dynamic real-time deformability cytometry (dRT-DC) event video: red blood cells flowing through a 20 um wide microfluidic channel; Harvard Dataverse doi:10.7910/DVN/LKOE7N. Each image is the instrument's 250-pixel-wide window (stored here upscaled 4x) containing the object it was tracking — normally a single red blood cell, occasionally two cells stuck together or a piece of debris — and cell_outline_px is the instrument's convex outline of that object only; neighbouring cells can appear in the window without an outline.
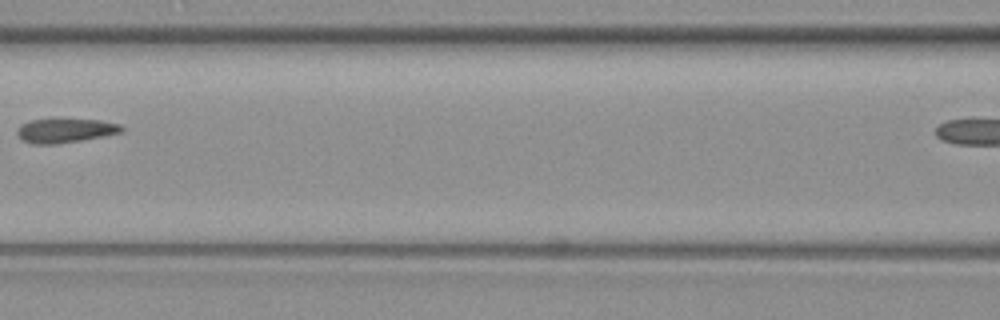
{"species": "common noctule bat (a hibernating species)", "species_latin": "Nyctalus noctula", "temperature_condition": "warm", "stored_images_in_passage": 5, "segment_of_instrument_passage": [1, 2], "camera_frame_rate_fps": 3000, "um_per_image_px": 0.085, "animal": {"sex": "female", "body_mass_g": 19.3, "forearm_length_mm": 54.1}, "frame": {"image": 1, "passage_image": 3, "time_ms": 0.667, "image_size_px": [1000, 320], "cell_outline_px": [[124, 132], [80, 140], [56, 144], [32, 144], [24, 140], [16, 132], [16, 128], [20, 124], [32, 120], [100, 120], [120, 124], [124, 128]], "centroid_in_image_um": [5.55, 11.1], "position_along_channel_um": 161.0, "area_um2": 14.45}}
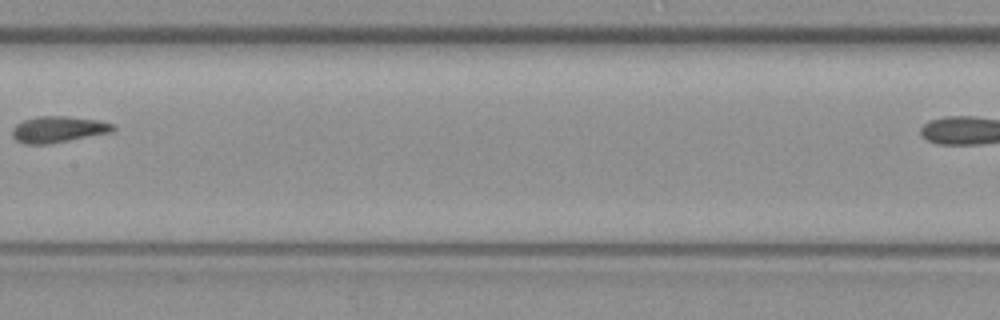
{"frame": {"image": 2, "passage_image": 4, "time_ms": 1.0, "image_size_px": [1000, 320], "cell_outline_px": [[116, 128], [112, 132], [48, 144], [24, 144], [16, 140], [12, 136], [12, 128], [16, 124], [24, 120], [36, 116], [68, 116], [100, 120], [112, 124]], "centroid_in_image_um": [4.93, 10.99], "position_along_channel_um": 202.5, "area_um2": 15.49}}